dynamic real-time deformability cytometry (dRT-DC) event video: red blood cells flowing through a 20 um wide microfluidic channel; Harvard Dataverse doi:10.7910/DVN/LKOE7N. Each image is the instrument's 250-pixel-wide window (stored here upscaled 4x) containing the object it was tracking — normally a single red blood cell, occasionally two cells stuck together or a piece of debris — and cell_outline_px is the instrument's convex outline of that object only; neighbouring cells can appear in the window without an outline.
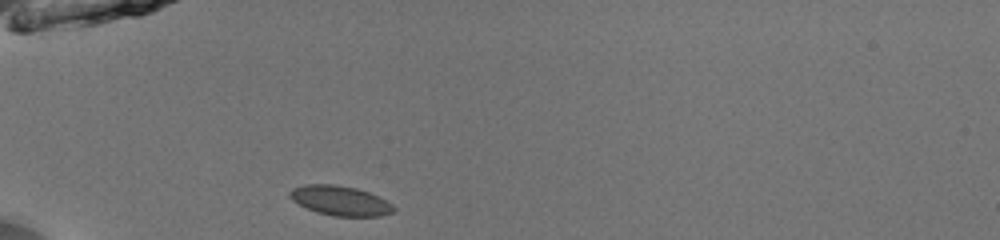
{"species": "common noctule bat (a hibernating species)", "species_latin": "Nyctalus noctula", "temperature_condition": "room temperature", "stored_images_in_passage": 36, "camera_frame_rate_fps": 3000, "um_per_image_px": 0.085, "animal": {"sex": "male", "body_mass_g": 13.0, "forearm_length_mm": 53.1}, "frame": {"image": 1, "passage_image": 1, "time_ms": 0.0, "image_size_px": [1000, 240], "cell_outline_px": [[396, 208], [392, 212], [380, 216], [332, 216], [316, 212], [292, 200], [288, 196], [288, 192], [292, 188], [304, 184], [332, 184], [356, 188], [380, 196], [392, 204]], "centroid_in_image_um": [28.91, 17.05], "position_along_channel_um": 56.1, "area_um2": 18.03}}
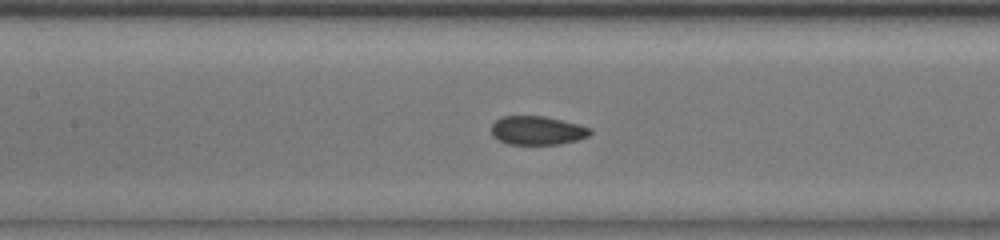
{"frame": {"image": 2, "passage_image": 10, "time_ms": 3.0, "image_size_px": [1000, 240], "cell_outline_px": [[592, 132], [588, 136], [576, 140], [560, 144], [508, 144], [492, 136], [492, 124], [500, 116], [544, 116], [592, 128]], "centroid_in_image_um": [45.65, 11.09], "position_along_channel_um": 161.7, "area_um2": 16.42}}
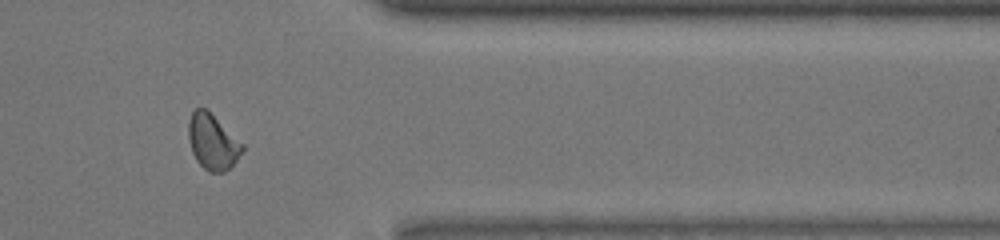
{"frame": {"image": 3, "passage_image": 28, "time_ms": 9.0, "image_size_px": [1000, 240], "cell_outline_px": [[244, 148], [236, 160], [224, 172], [208, 172], [196, 160], [192, 152], [188, 140], [188, 120], [192, 112], [196, 108], [204, 108], [244, 144]], "centroid_in_image_um": [18.04, 12.07], "position_along_channel_um": 393.4, "area_um2": 17.11}, "authors_computed_cell_mechanics": {"area_um2": 16.9643, "velocity_mm_per_s": 3.9896, "shape_relaxation_time_tau1_ms": null, "shape_relaxation_time_tau2_ms": 0.9467, "deformation_change_tau1": null, "deformation_change_tau2": 0.0465}}